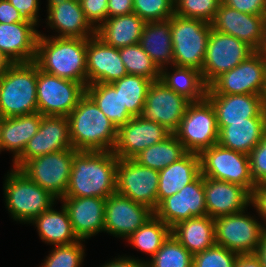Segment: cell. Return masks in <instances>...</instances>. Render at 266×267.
<instances>
[{"mask_svg": "<svg viewBox=\"0 0 266 267\" xmlns=\"http://www.w3.org/2000/svg\"><path fill=\"white\" fill-rule=\"evenodd\" d=\"M117 163L112 151H77L64 197L106 199L116 192Z\"/></svg>", "mask_w": 266, "mask_h": 267, "instance_id": "cell-1", "label": "cell"}, {"mask_svg": "<svg viewBox=\"0 0 266 267\" xmlns=\"http://www.w3.org/2000/svg\"><path fill=\"white\" fill-rule=\"evenodd\" d=\"M34 62L46 73L87 86L86 38L52 37L40 32Z\"/></svg>", "mask_w": 266, "mask_h": 267, "instance_id": "cell-2", "label": "cell"}, {"mask_svg": "<svg viewBox=\"0 0 266 267\" xmlns=\"http://www.w3.org/2000/svg\"><path fill=\"white\" fill-rule=\"evenodd\" d=\"M73 149L77 151H112L117 127L96 103L85 94L67 116Z\"/></svg>", "mask_w": 266, "mask_h": 267, "instance_id": "cell-3", "label": "cell"}, {"mask_svg": "<svg viewBox=\"0 0 266 267\" xmlns=\"http://www.w3.org/2000/svg\"><path fill=\"white\" fill-rule=\"evenodd\" d=\"M38 112L37 64L14 63L0 76V117Z\"/></svg>", "mask_w": 266, "mask_h": 267, "instance_id": "cell-4", "label": "cell"}, {"mask_svg": "<svg viewBox=\"0 0 266 267\" xmlns=\"http://www.w3.org/2000/svg\"><path fill=\"white\" fill-rule=\"evenodd\" d=\"M5 206L13 220L28 224L58 202L50 192L33 182L24 172L11 168L3 184Z\"/></svg>", "mask_w": 266, "mask_h": 267, "instance_id": "cell-5", "label": "cell"}, {"mask_svg": "<svg viewBox=\"0 0 266 267\" xmlns=\"http://www.w3.org/2000/svg\"><path fill=\"white\" fill-rule=\"evenodd\" d=\"M211 29V23L174 14L170 18L173 65L202 71Z\"/></svg>", "mask_w": 266, "mask_h": 267, "instance_id": "cell-6", "label": "cell"}, {"mask_svg": "<svg viewBox=\"0 0 266 267\" xmlns=\"http://www.w3.org/2000/svg\"><path fill=\"white\" fill-rule=\"evenodd\" d=\"M174 134L189 153L200 154L218 144L219 130L211 102L207 98L191 102Z\"/></svg>", "mask_w": 266, "mask_h": 267, "instance_id": "cell-7", "label": "cell"}, {"mask_svg": "<svg viewBox=\"0 0 266 267\" xmlns=\"http://www.w3.org/2000/svg\"><path fill=\"white\" fill-rule=\"evenodd\" d=\"M204 177L238 184L250 194L256 186L250 171L248 154L215 144L199 154Z\"/></svg>", "mask_w": 266, "mask_h": 267, "instance_id": "cell-8", "label": "cell"}, {"mask_svg": "<svg viewBox=\"0 0 266 267\" xmlns=\"http://www.w3.org/2000/svg\"><path fill=\"white\" fill-rule=\"evenodd\" d=\"M247 209L214 219L216 244L237 254H255L265 229Z\"/></svg>", "mask_w": 266, "mask_h": 267, "instance_id": "cell-9", "label": "cell"}, {"mask_svg": "<svg viewBox=\"0 0 266 267\" xmlns=\"http://www.w3.org/2000/svg\"><path fill=\"white\" fill-rule=\"evenodd\" d=\"M85 94L82 83L59 78L37 66V105L41 115L67 117Z\"/></svg>", "mask_w": 266, "mask_h": 267, "instance_id": "cell-10", "label": "cell"}, {"mask_svg": "<svg viewBox=\"0 0 266 267\" xmlns=\"http://www.w3.org/2000/svg\"><path fill=\"white\" fill-rule=\"evenodd\" d=\"M255 52L248 43L211 29L201 71L205 84L209 86L221 74L238 66Z\"/></svg>", "mask_w": 266, "mask_h": 267, "instance_id": "cell-11", "label": "cell"}, {"mask_svg": "<svg viewBox=\"0 0 266 267\" xmlns=\"http://www.w3.org/2000/svg\"><path fill=\"white\" fill-rule=\"evenodd\" d=\"M266 85V57L256 51L238 66L221 74L206 94L263 95Z\"/></svg>", "mask_w": 266, "mask_h": 267, "instance_id": "cell-12", "label": "cell"}, {"mask_svg": "<svg viewBox=\"0 0 266 267\" xmlns=\"http://www.w3.org/2000/svg\"><path fill=\"white\" fill-rule=\"evenodd\" d=\"M74 149L48 153L29 160L20 170L60 200L69 184Z\"/></svg>", "mask_w": 266, "mask_h": 267, "instance_id": "cell-13", "label": "cell"}, {"mask_svg": "<svg viewBox=\"0 0 266 267\" xmlns=\"http://www.w3.org/2000/svg\"><path fill=\"white\" fill-rule=\"evenodd\" d=\"M159 171L138 164L134 159H118L116 192L134 202L157 209Z\"/></svg>", "mask_w": 266, "mask_h": 267, "instance_id": "cell-14", "label": "cell"}, {"mask_svg": "<svg viewBox=\"0 0 266 267\" xmlns=\"http://www.w3.org/2000/svg\"><path fill=\"white\" fill-rule=\"evenodd\" d=\"M66 149H73L68 117L42 115L38 132L28 141L22 154L12 162V167L21 169L31 159Z\"/></svg>", "mask_w": 266, "mask_h": 267, "instance_id": "cell-15", "label": "cell"}, {"mask_svg": "<svg viewBox=\"0 0 266 267\" xmlns=\"http://www.w3.org/2000/svg\"><path fill=\"white\" fill-rule=\"evenodd\" d=\"M190 103V100L168 88L162 81H153L148 89L141 116L174 133Z\"/></svg>", "mask_w": 266, "mask_h": 267, "instance_id": "cell-16", "label": "cell"}, {"mask_svg": "<svg viewBox=\"0 0 266 267\" xmlns=\"http://www.w3.org/2000/svg\"><path fill=\"white\" fill-rule=\"evenodd\" d=\"M153 215L148 206L115 192L106 198L103 232L126 239Z\"/></svg>", "mask_w": 266, "mask_h": 267, "instance_id": "cell-17", "label": "cell"}, {"mask_svg": "<svg viewBox=\"0 0 266 267\" xmlns=\"http://www.w3.org/2000/svg\"><path fill=\"white\" fill-rule=\"evenodd\" d=\"M154 214L170 228L180 221L207 215L204 176L200 174L182 190L165 198Z\"/></svg>", "mask_w": 266, "mask_h": 267, "instance_id": "cell-18", "label": "cell"}, {"mask_svg": "<svg viewBox=\"0 0 266 267\" xmlns=\"http://www.w3.org/2000/svg\"><path fill=\"white\" fill-rule=\"evenodd\" d=\"M172 134L157 122L132 117L125 125L118 128L117 140L112 152L118 159H133L149 146L165 140Z\"/></svg>", "mask_w": 266, "mask_h": 267, "instance_id": "cell-19", "label": "cell"}, {"mask_svg": "<svg viewBox=\"0 0 266 267\" xmlns=\"http://www.w3.org/2000/svg\"><path fill=\"white\" fill-rule=\"evenodd\" d=\"M87 85L112 83L128 75L119 49L104 43L96 35L86 38Z\"/></svg>", "mask_w": 266, "mask_h": 267, "instance_id": "cell-20", "label": "cell"}, {"mask_svg": "<svg viewBox=\"0 0 266 267\" xmlns=\"http://www.w3.org/2000/svg\"><path fill=\"white\" fill-rule=\"evenodd\" d=\"M47 2L46 24L57 32L52 37L89 38L96 35V29L87 20L79 0Z\"/></svg>", "mask_w": 266, "mask_h": 267, "instance_id": "cell-21", "label": "cell"}, {"mask_svg": "<svg viewBox=\"0 0 266 267\" xmlns=\"http://www.w3.org/2000/svg\"><path fill=\"white\" fill-rule=\"evenodd\" d=\"M265 20L266 15L242 13L221 2L211 27L248 43L257 51L263 41Z\"/></svg>", "mask_w": 266, "mask_h": 267, "instance_id": "cell-22", "label": "cell"}, {"mask_svg": "<svg viewBox=\"0 0 266 267\" xmlns=\"http://www.w3.org/2000/svg\"><path fill=\"white\" fill-rule=\"evenodd\" d=\"M68 211L72 229L79 240L102 233L105 220L106 199L98 197H62Z\"/></svg>", "mask_w": 266, "mask_h": 267, "instance_id": "cell-23", "label": "cell"}, {"mask_svg": "<svg viewBox=\"0 0 266 267\" xmlns=\"http://www.w3.org/2000/svg\"><path fill=\"white\" fill-rule=\"evenodd\" d=\"M207 215L215 219L236 214L250 206L251 194L242 186L204 177Z\"/></svg>", "mask_w": 266, "mask_h": 267, "instance_id": "cell-24", "label": "cell"}, {"mask_svg": "<svg viewBox=\"0 0 266 267\" xmlns=\"http://www.w3.org/2000/svg\"><path fill=\"white\" fill-rule=\"evenodd\" d=\"M36 27L37 24L27 19L19 23H0V50L13 63L35 61L40 34Z\"/></svg>", "mask_w": 266, "mask_h": 267, "instance_id": "cell-25", "label": "cell"}, {"mask_svg": "<svg viewBox=\"0 0 266 267\" xmlns=\"http://www.w3.org/2000/svg\"><path fill=\"white\" fill-rule=\"evenodd\" d=\"M216 112L220 131L228 122L246 121L250 117H266L261 95L206 94Z\"/></svg>", "mask_w": 266, "mask_h": 267, "instance_id": "cell-26", "label": "cell"}, {"mask_svg": "<svg viewBox=\"0 0 266 267\" xmlns=\"http://www.w3.org/2000/svg\"><path fill=\"white\" fill-rule=\"evenodd\" d=\"M201 174L199 154L187 152L178 161L159 171L157 207Z\"/></svg>", "mask_w": 266, "mask_h": 267, "instance_id": "cell-27", "label": "cell"}, {"mask_svg": "<svg viewBox=\"0 0 266 267\" xmlns=\"http://www.w3.org/2000/svg\"><path fill=\"white\" fill-rule=\"evenodd\" d=\"M266 117H250L246 121L228 122L219 131L218 144L233 151L249 154L262 140Z\"/></svg>", "mask_w": 266, "mask_h": 267, "instance_id": "cell-28", "label": "cell"}, {"mask_svg": "<svg viewBox=\"0 0 266 267\" xmlns=\"http://www.w3.org/2000/svg\"><path fill=\"white\" fill-rule=\"evenodd\" d=\"M54 206L55 204L28 224L35 225L42 242L49 245H70L79 241L72 229L69 214L64 205L61 204L60 211L54 209Z\"/></svg>", "mask_w": 266, "mask_h": 267, "instance_id": "cell-29", "label": "cell"}, {"mask_svg": "<svg viewBox=\"0 0 266 267\" xmlns=\"http://www.w3.org/2000/svg\"><path fill=\"white\" fill-rule=\"evenodd\" d=\"M146 22L134 12L126 15L107 18L97 29L96 36L104 43L122 48L139 44Z\"/></svg>", "mask_w": 266, "mask_h": 267, "instance_id": "cell-30", "label": "cell"}, {"mask_svg": "<svg viewBox=\"0 0 266 267\" xmlns=\"http://www.w3.org/2000/svg\"><path fill=\"white\" fill-rule=\"evenodd\" d=\"M171 234L195 255L215 244V222L208 215L193 217L172 227Z\"/></svg>", "mask_w": 266, "mask_h": 267, "instance_id": "cell-31", "label": "cell"}, {"mask_svg": "<svg viewBox=\"0 0 266 267\" xmlns=\"http://www.w3.org/2000/svg\"><path fill=\"white\" fill-rule=\"evenodd\" d=\"M139 45L160 70L173 65L170 18L164 21L146 22Z\"/></svg>", "mask_w": 266, "mask_h": 267, "instance_id": "cell-32", "label": "cell"}, {"mask_svg": "<svg viewBox=\"0 0 266 267\" xmlns=\"http://www.w3.org/2000/svg\"><path fill=\"white\" fill-rule=\"evenodd\" d=\"M42 115L39 112L3 118V151L13 152L14 162L28 141L38 132Z\"/></svg>", "mask_w": 266, "mask_h": 267, "instance_id": "cell-33", "label": "cell"}, {"mask_svg": "<svg viewBox=\"0 0 266 267\" xmlns=\"http://www.w3.org/2000/svg\"><path fill=\"white\" fill-rule=\"evenodd\" d=\"M170 67V71L164 67L160 72V81L168 88L183 95L191 102H199L206 98L208 86L202 78L201 71L176 65Z\"/></svg>", "mask_w": 266, "mask_h": 267, "instance_id": "cell-34", "label": "cell"}, {"mask_svg": "<svg viewBox=\"0 0 266 267\" xmlns=\"http://www.w3.org/2000/svg\"><path fill=\"white\" fill-rule=\"evenodd\" d=\"M86 94L96 103L106 117L117 127L125 125L132 116L123 105L119 90L111 83H96L86 86Z\"/></svg>", "mask_w": 266, "mask_h": 267, "instance_id": "cell-35", "label": "cell"}, {"mask_svg": "<svg viewBox=\"0 0 266 267\" xmlns=\"http://www.w3.org/2000/svg\"><path fill=\"white\" fill-rule=\"evenodd\" d=\"M186 153L187 151L184 149L183 144L172 133L165 140L147 147L133 159L138 164L160 171L178 161Z\"/></svg>", "mask_w": 266, "mask_h": 267, "instance_id": "cell-36", "label": "cell"}, {"mask_svg": "<svg viewBox=\"0 0 266 267\" xmlns=\"http://www.w3.org/2000/svg\"><path fill=\"white\" fill-rule=\"evenodd\" d=\"M171 235V228L155 214L125 240L152 258Z\"/></svg>", "mask_w": 266, "mask_h": 267, "instance_id": "cell-37", "label": "cell"}, {"mask_svg": "<svg viewBox=\"0 0 266 267\" xmlns=\"http://www.w3.org/2000/svg\"><path fill=\"white\" fill-rule=\"evenodd\" d=\"M153 81L140 75H126L111 84L119 90L123 105L132 117L141 116L148 89Z\"/></svg>", "mask_w": 266, "mask_h": 267, "instance_id": "cell-38", "label": "cell"}, {"mask_svg": "<svg viewBox=\"0 0 266 267\" xmlns=\"http://www.w3.org/2000/svg\"><path fill=\"white\" fill-rule=\"evenodd\" d=\"M121 60L129 75H140L152 81L160 80L161 70L139 44L119 48Z\"/></svg>", "mask_w": 266, "mask_h": 267, "instance_id": "cell-39", "label": "cell"}, {"mask_svg": "<svg viewBox=\"0 0 266 267\" xmlns=\"http://www.w3.org/2000/svg\"><path fill=\"white\" fill-rule=\"evenodd\" d=\"M146 267H193V255L171 234Z\"/></svg>", "mask_w": 266, "mask_h": 267, "instance_id": "cell-40", "label": "cell"}, {"mask_svg": "<svg viewBox=\"0 0 266 267\" xmlns=\"http://www.w3.org/2000/svg\"><path fill=\"white\" fill-rule=\"evenodd\" d=\"M83 241L53 246L39 267H81L86 256Z\"/></svg>", "mask_w": 266, "mask_h": 267, "instance_id": "cell-41", "label": "cell"}, {"mask_svg": "<svg viewBox=\"0 0 266 267\" xmlns=\"http://www.w3.org/2000/svg\"><path fill=\"white\" fill-rule=\"evenodd\" d=\"M222 0H177L175 14L211 23L215 18Z\"/></svg>", "mask_w": 266, "mask_h": 267, "instance_id": "cell-42", "label": "cell"}, {"mask_svg": "<svg viewBox=\"0 0 266 267\" xmlns=\"http://www.w3.org/2000/svg\"><path fill=\"white\" fill-rule=\"evenodd\" d=\"M133 12L145 22L168 20L175 14L172 0H133Z\"/></svg>", "mask_w": 266, "mask_h": 267, "instance_id": "cell-43", "label": "cell"}, {"mask_svg": "<svg viewBox=\"0 0 266 267\" xmlns=\"http://www.w3.org/2000/svg\"><path fill=\"white\" fill-rule=\"evenodd\" d=\"M239 254L214 244L193 255V267H233Z\"/></svg>", "mask_w": 266, "mask_h": 267, "instance_id": "cell-44", "label": "cell"}, {"mask_svg": "<svg viewBox=\"0 0 266 267\" xmlns=\"http://www.w3.org/2000/svg\"><path fill=\"white\" fill-rule=\"evenodd\" d=\"M248 156L254 183L256 185L266 184V131L262 140Z\"/></svg>", "mask_w": 266, "mask_h": 267, "instance_id": "cell-45", "label": "cell"}, {"mask_svg": "<svg viewBox=\"0 0 266 267\" xmlns=\"http://www.w3.org/2000/svg\"><path fill=\"white\" fill-rule=\"evenodd\" d=\"M79 1L87 20L97 29L107 19L108 0Z\"/></svg>", "mask_w": 266, "mask_h": 267, "instance_id": "cell-46", "label": "cell"}, {"mask_svg": "<svg viewBox=\"0 0 266 267\" xmlns=\"http://www.w3.org/2000/svg\"><path fill=\"white\" fill-rule=\"evenodd\" d=\"M222 3L242 13L266 15V0H222Z\"/></svg>", "mask_w": 266, "mask_h": 267, "instance_id": "cell-47", "label": "cell"}, {"mask_svg": "<svg viewBox=\"0 0 266 267\" xmlns=\"http://www.w3.org/2000/svg\"><path fill=\"white\" fill-rule=\"evenodd\" d=\"M9 3L17 9L20 14L27 20H30L40 25L39 20V10H41L40 7V0H8ZM39 14V15H38Z\"/></svg>", "mask_w": 266, "mask_h": 267, "instance_id": "cell-48", "label": "cell"}, {"mask_svg": "<svg viewBox=\"0 0 266 267\" xmlns=\"http://www.w3.org/2000/svg\"><path fill=\"white\" fill-rule=\"evenodd\" d=\"M250 206L256 210L261 222L263 220L262 225L266 231V184L256 185L253 188Z\"/></svg>", "mask_w": 266, "mask_h": 267, "instance_id": "cell-49", "label": "cell"}, {"mask_svg": "<svg viewBox=\"0 0 266 267\" xmlns=\"http://www.w3.org/2000/svg\"><path fill=\"white\" fill-rule=\"evenodd\" d=\"M25 20L8 0H0V23L11 24L24 22Z\"/></svg>", "mask_w": 266, "mask_h": 267, "instance_id": "cell-50", "label": "cell"}, {"mask_svg": "<svg viewBox=\"0 0 266 267\" xmlns=\"http://www.w3.org/2000/svg\"><path fill=\"white\" fill-rule=\"evenodd\" d=\"M133 13V0H108L107 18Z\"/></svg>", "mask_w": 266, "mask_h": 267, "instance_id": "cell-51", "label": "cell"}, {"mask_svg": "<svg viewBox=\"0 0 266 267\" xmlns=\"http://www.w3.org/2000/svg\"><path fill=\"white\" fill-rule=\"evenodd\" d=\"M100 267H146L145 264V260L143 259H139L134 258V256H126V254L124 256H120L118 255V257L115 259H111L109 262H105V264H103Z\"/></svg>", "mask_w": 266, "mask_h": 267, "instance_id": "cell-52", "label": "cell"}, {"mask_svg": "<svg viewBox=\"0 0 266 267\" xmlns=\"http://www.w3.org/2000/svg\"><path fill=\"white\" fill-rule=\"evenodd\" d=\"M233 267H262L255 254H239Z\"/></svg>", "mask_w": 266, "mask_h": 267, "instance_id": "cell-53", "label": "cell"}, {"mask_svg": "<svg viewBox=\"0 0 266 267\" xmlns=\"http://www.w3.org/2000/svg\"><path fill=\"white\" fill-rule=\"evenodd\" d=\"M255 255L259 258L262 267H266V231L261 237V241L259 242Z\"/></svg>", "mask_w": 266, "mask_h": 267, "instance_id": "cell-54", "label": "cell"}, {"mask_svg": "<svg viewBox=\"0 0 266 267\" xmlns=\"http://www.w3.org/2000/svg\"><path fill=\"white\" fill-rule=\"evenodd\" d=\"M14 63L0 50V76L5 73Z\"/></svg>", "mask_w": 266, "mask_h": 267, "instance_id": "cell-55", "label": "cell"}, {"mask_svg": "<svg viewBox=\"0 0 266 267\" xmlns=\"http://www.w3.org/2000/svg\"><path fill=\"white\" fill-rule=\"evenodd\" d=\"M257 51L266 57V20H265V25H264L263 41Z\"/></svg>", "mask_w": 266, "mask_h": 267, "instance_id": "cell-56", "label": "cell"}, {"mask_svg": "<svg viewBox=\"0 0 266 267\" xmlns=\"http://www.w3.org/2000/svg\"><path fill=\"white\" fill-rule=\"evenodd\" d=\"M3 118L0 117V153L3 151Z\"/></svg>", "mask_w": 266, "mask_h": 267, "instance_id": "cell-57", "label": "cell"}, {"mask_svg": "<svg viewBox=\"0 0 266 267\" xmlns=\"http://www.w3.org/2000/svg\"><path fill=\"white\" fill-rule=\"evenodd\" d=\"M262 101H263L264 110L266 111V85H265V89L262 95Z\"/></svg>", "mask_w": 266, "mask_h": 267, "instance_id": "cell-58", "label": "cell"}]
</instances>
